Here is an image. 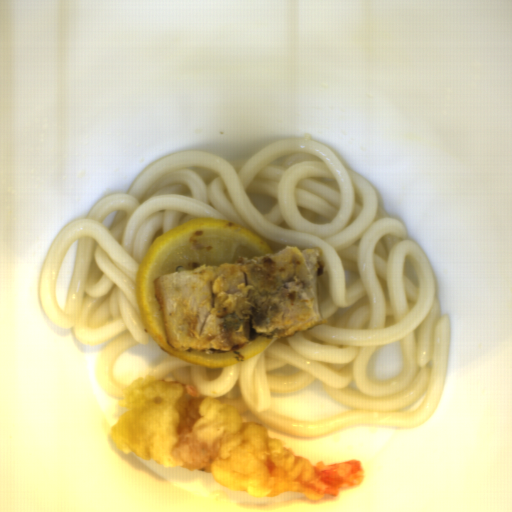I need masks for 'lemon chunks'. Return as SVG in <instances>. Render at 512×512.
Returning a JSON list of instances; mask_svg holds the SVG:
<instances>
[{
  "instance_id": "e0be4373",
  "label": "lemon chunks",
  "mask_w": 512,
  "mask_h": 512,
  "mask_svg": "<svg viewBox=\"0 0 512 512\" xmlns=\"http://www.w3.org/2000/svg\"><path fill=\"white\" fill-rule=\"evenodd\" d=\"M274 254L264 239L234 223L197 217L157 236L148 247L136 277L137 302L148 336L165 352L207 368L241 363L263 352L272 336H254L235 351L222 354L180 351L169 345L154 280L164 274L200 266L219 267L241 256Z\"/></svg>"
}]
</instances>
